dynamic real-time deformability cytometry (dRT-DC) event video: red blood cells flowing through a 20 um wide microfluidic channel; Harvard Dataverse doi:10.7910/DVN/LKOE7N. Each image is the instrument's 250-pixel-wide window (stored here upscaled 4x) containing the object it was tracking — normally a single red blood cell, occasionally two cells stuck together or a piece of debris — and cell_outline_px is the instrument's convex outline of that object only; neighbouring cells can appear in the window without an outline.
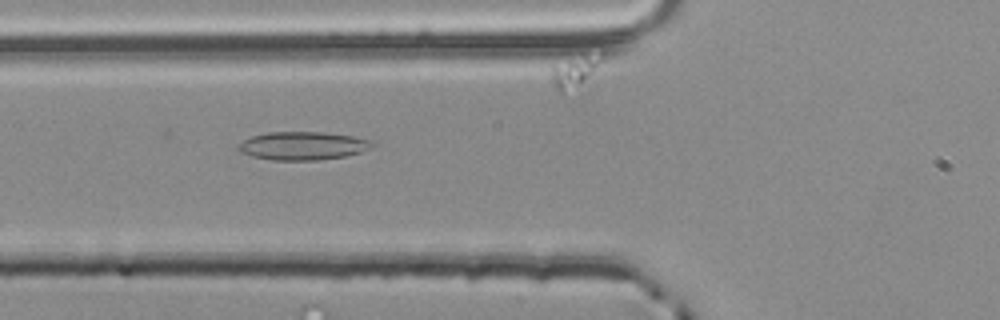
{"species": "common noctule bat (a hibernating species)", "species_latin": "Nyctalus noctula", "temperature_condition": "room temperature", "stored_images_in_passage": 2, "camera_frame_rate_fps": 3000, "um_per_image_px": 0.085, "animal": {"sex": "male", "body_mass_g": 20.4}, "frame": {"image": 1, "passage_image": 2, "time_ms": 0.333, "image_size_px": [1000, 320], "cell_outline_px": [[376, 144], [372, 148], [360, 152], [344, 156], [320, 160], [272, 160], [252, 156], [240, 152], [236, 148], [236, 144], [252, 136], [268, 132], [324, 132], [352, 136], [368, 140]], "centroid_in_image_um": [25.7, 12.39], "position_along_channel_um": 100.1, "area_um2": 22.08}}